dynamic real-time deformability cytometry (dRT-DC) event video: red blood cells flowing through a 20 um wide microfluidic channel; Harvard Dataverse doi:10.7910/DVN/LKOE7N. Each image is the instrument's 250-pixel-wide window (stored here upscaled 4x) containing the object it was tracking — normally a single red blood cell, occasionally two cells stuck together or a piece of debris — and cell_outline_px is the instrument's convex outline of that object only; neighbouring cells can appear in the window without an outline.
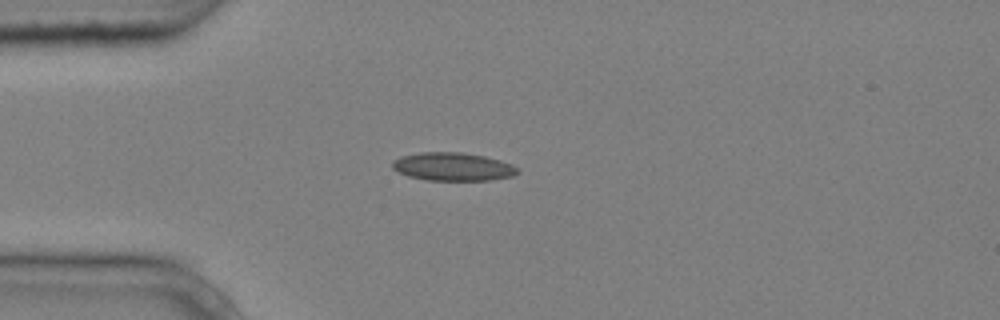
{"species": "common noctule bat (a hibernating species)", "species_latin": "Nyctalus noctula", "temperature_condition": "cold", "stored_images_in_passage": 1, "camera_frame_rate_fps": 3000, "um_per_image_px": 0.085, "animal": {"sex": "male", "body_mass_g": 20.4}, "frame": {"image": 1, "passage_image": 1, "time_ms": 0.0, "image_size_px": [1000, 320], "cell_outline_px": [[516, 172], [512, 176], [488, 180], [428, 180], [408, 176], [392, 168], [392, 160], [400, 156], [420, 152], [460, 152], [484, 156], [500, 160], [512, 164], [516, 168]], "centroid_in_image_um": [38.44, 14.16], "position_along_channel_um": 46.6, "area_um2": 20.4}}